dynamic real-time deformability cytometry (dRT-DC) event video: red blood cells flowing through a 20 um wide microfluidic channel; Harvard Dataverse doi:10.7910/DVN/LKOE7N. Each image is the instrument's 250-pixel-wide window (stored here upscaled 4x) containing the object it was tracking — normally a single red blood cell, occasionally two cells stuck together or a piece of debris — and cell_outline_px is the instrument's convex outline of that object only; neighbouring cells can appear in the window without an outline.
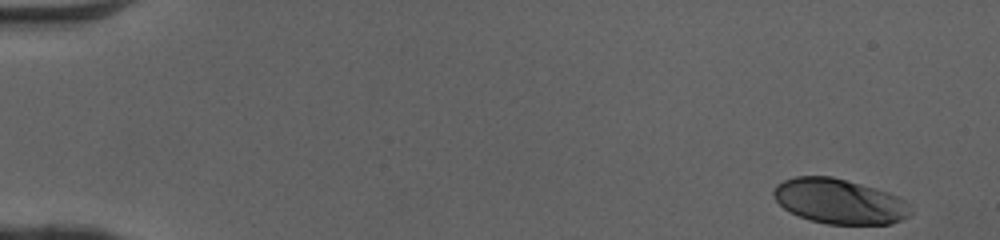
{"species": "human", "species_latin": "Homo sapiens", "temperature_condition": "cold", "stored_images_in_passage": 49, "camera_frame_rate_fps": 3000, "um_per_image_px": 0.085, "donor": {"sex": "female"}, "frame": {"image": 1, "passage_image": 1, "time_ms": 0.0, "image_size_px": [1000, 240], "cell_outline_px": [[912, 212], [908, 216], [892, 224], [828, 224], [812, 220], [800, 216], [784, 208], [772, 196], [772, 192], [776, 184], [784, 180], [796, 176], [832, 176], [888, 192], [904, 200]], "centroid_in_image_um": [71.32, 17.11], "position_along_channel_um": 13.7, "area_um2": 35.6}}
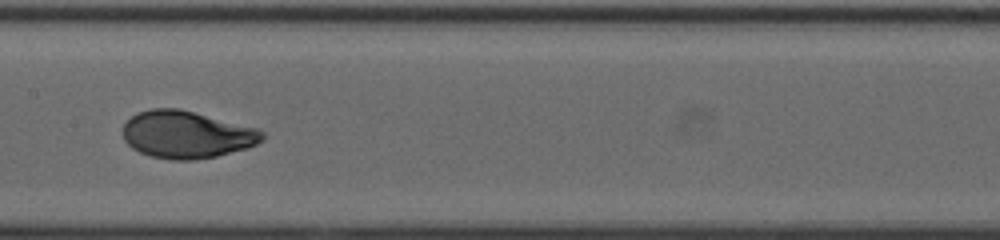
{"frame": {"image": 2, "passage_image": 25, "time_ms": 8.0, "image_size_px": [1000, 240], "cell_outline_px": [[264, 140], [248, 148], [216, 156], [192, 160], [172, 160], [152, 156], [140, 152], [132, 148], [124, 140], [124, 124], [136, 112], [152, 108], [180, 108], [256, 128], [264, 132]], "centroid_in_image_um": [15.87, 11.43], "position_along_channel_um": 191.5, "area_um2": 38.38}}
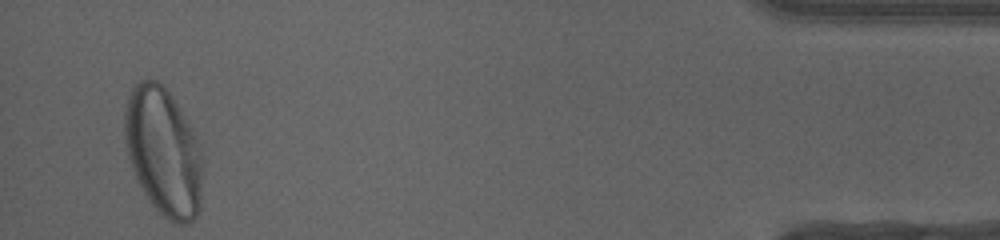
{"frame": {"image": 3, "passage_image": 47, "time_ms": 15.333, "image_size_px": [1000, 240], "cell_outline_px": [[204, 164], [200, 208], [196, 216], [188, 224], [172, 224], [152, 204], [136, 180], [128, 156], [124, 136], [124, 108], [128, 96], [132, 88], [140, 80], [160, 80], [164, 84], [180, 108], [196, 136], [204, 156]], "centroid_in_image_um": [13.91, 12.89], "position_along_channel_um": 421.3, "area_um2": 59.13}, "authors_computed_cell_mechanics": {"area_um2": 38.2058, "velocity_mm_per_s": 4.078, "shape_relaxation_time_tau1_ms": 3.4446, "shape_relaxation_time_tau2_ms": null, "deformation_change_tau1": 0.18, "deformation_change_tau2": null}}